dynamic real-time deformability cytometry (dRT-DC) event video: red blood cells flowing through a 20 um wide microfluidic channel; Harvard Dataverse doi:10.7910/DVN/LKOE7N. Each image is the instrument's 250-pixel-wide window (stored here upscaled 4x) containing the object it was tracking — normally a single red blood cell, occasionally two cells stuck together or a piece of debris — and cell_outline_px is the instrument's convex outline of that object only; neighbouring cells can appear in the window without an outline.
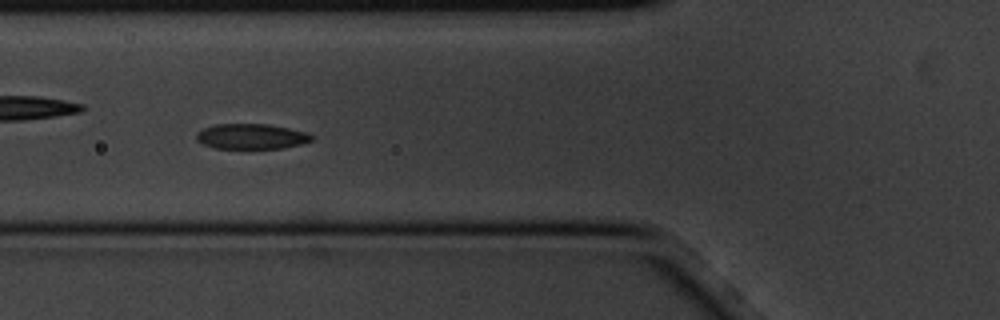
{"species": "common noctule bat (a hibernating species)", "species_latin": "Nyctalus noctula", "temperature_condition": "cold", "stored_images_in_passage": 9, "camera_frame_rate_fps": 3000, "um_per_image_px": 0.085, "animal": {"sex": "male", "body_mass_g": 20.1, "forearm_length_mm": 53.5}, "frame": {"image": 1, "passage_image": 6, "time_ms": 1.667, "image_size_px": [1000, 320], "cell_outline_px": [[312, 140], [300, 144], [284, 148], [216, 148], [204, 144], [196, 140], [196, 132], [200, 128], [216, 124], [268, 124], [308, 132], [312, 136]], "centroid_in_image_um": [21.33, 11.58], "position_along_channel_um": 104.5, "area_um2": 16.99}}
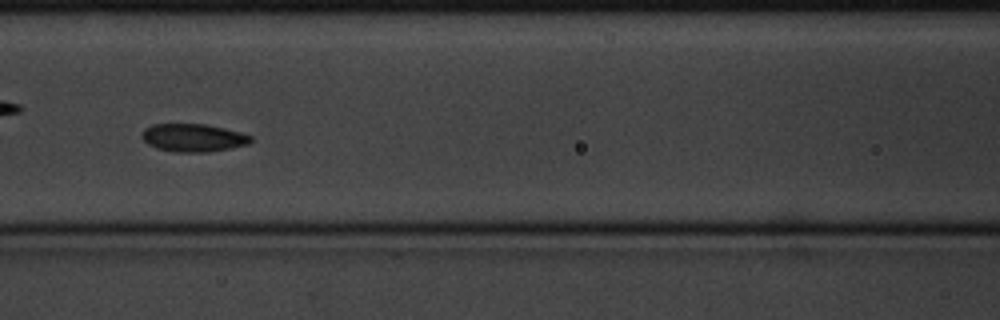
{"frame": {"image": 2, "passage_image": 7, "time_ms": 2.0, "image_size_px": [1000, 320], "cell_outline_px": [[252, 140], [248, 144], [208, 152], [176, 152], [156, 148], [148, 144], [140, 136], [144, 128], [152, 124], [204, 124], [224, 128], [240, 132], [252, 136]], "centroid_in_image_um": [16.39, 11.7], "position_along_channel_um": 150.2, "area_um2": 17.69}}
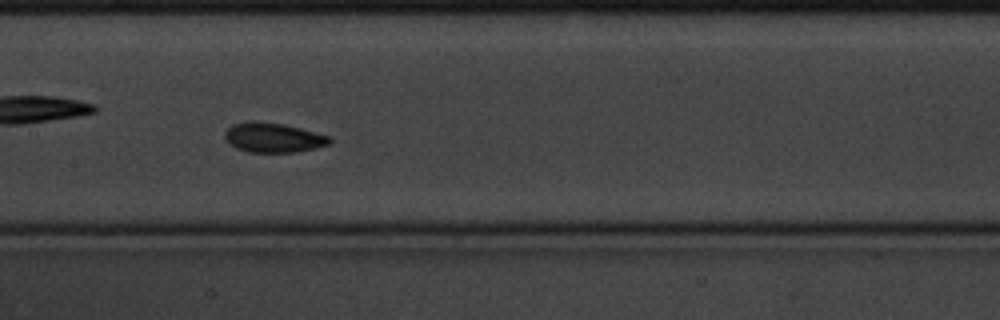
{"frame": {"image": 3, "passage_image": 8, "time_ms": 2.333, "image_size_px": [1000, 320], "cell_outline_px": [[332, 140], [328, 144], [316, 148], [296, 152], [248, 152], [236, 148], [228, 144], [224, 140], [224, 132], [232, 124], [248, 120], [256, 120], [284, 124], [332, 136]], "centroid_in_image_um": [23.19, 11.68], "position_along_channel_um": 184.2, "area_um2": 18.5}}